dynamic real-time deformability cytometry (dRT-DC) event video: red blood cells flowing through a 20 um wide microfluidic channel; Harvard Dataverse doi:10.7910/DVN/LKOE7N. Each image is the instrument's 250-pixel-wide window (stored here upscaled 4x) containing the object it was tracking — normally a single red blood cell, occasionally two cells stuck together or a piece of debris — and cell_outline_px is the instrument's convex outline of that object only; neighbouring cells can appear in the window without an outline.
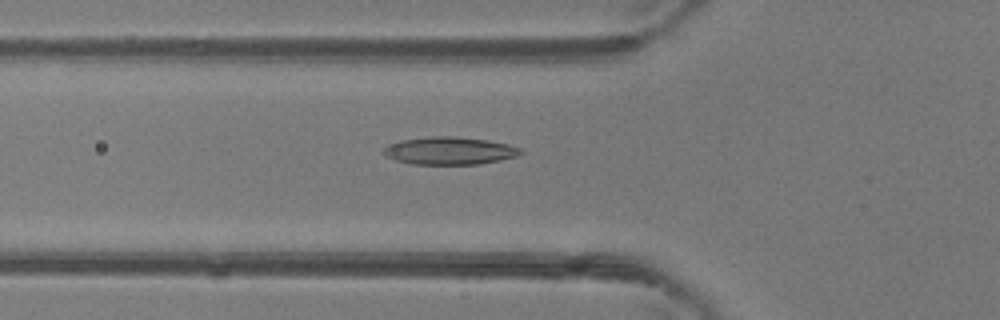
{"species": "common noctule bat (a hibernating species)", "species_latin": "Nyctalus noctula", "temperature_condition": "room temperature", "stored_images_in_passage": 47, "camera_frame_rate_fps": 3000, "um_per_image_px": 0.085, "animal": {"sex": "female"}, "frame": {"image": 1, "passage_image": 17, "time_ms": 5.333, "image_size_px": [1000, 320], "cell_outline_px": [[524, 152], [516, 156], [500, 160], [480, 164], [412, 164], [396, 160], [384, 156], [380, 152], [388, 144], [400, 140], [432, 136], [456, 136], [488, 140], [508, 144], [520, 148]], "centroid_in_image_um": [38.17, 12.81], "position_along_channel_um": 87.6, "area_um2": 22.25}}
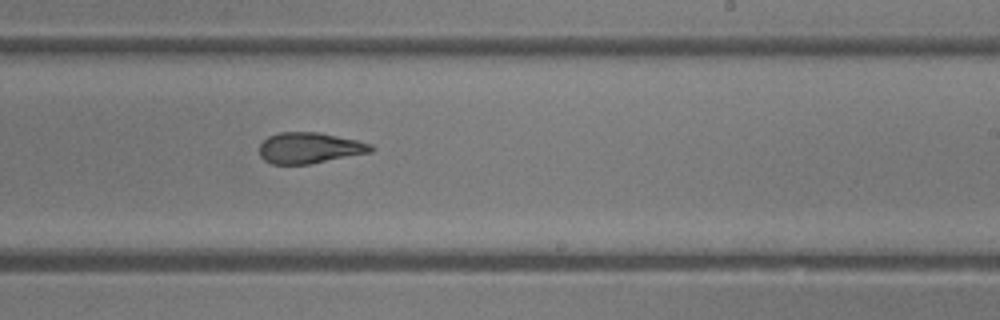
{"frame": {"image": 2, "passage_image": 29, "time_ms": 9.333, "image_size_px": [1000, 320], "cell_outline_px": [[372, 152], [308, 164], [272, 164], [264, 160], [260, 156], [260, 144], [268, 136], [280, 132], [316, 132], [356, 140], [372, 144]], "centroid_in_image_um": [26.28, 12.57], "position_along_channel_um": 262.7, "area_um2": 19.88}}
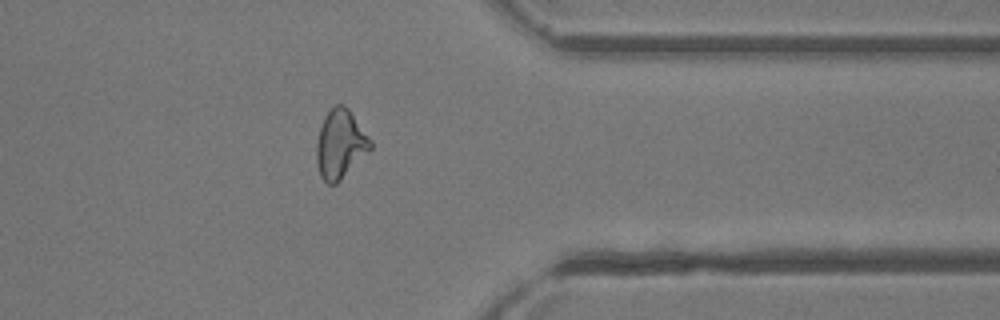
{"frame": {"image": 3, "passage_image": 38, "time_ms": 12.333, "image_size_px": [1000, 320], "cell_outline_px": [[372, 148], [336, 184], [328, 184], [320, 176], [316, 160], [316, 144], [320, 128], [324, 116], [332, 104], [344, 104], [348, 108], [372, 140]], "centroid_in_image_um": [28.92, 12.22], "position_along_channel_um": 382.5, "area_um2": 21.68}, "authors_computed_cell_mechanics": {"area_um2": 21.8484, "velocity_mm_per_s": 4.3645, "shape_relaxation_time_tau1_ms": 6.6156, "shape_relaxation_time_tau2_ms": 1.6444, "deformation_change_tau1": 0.1912, "deformation_change_tau2": 0.0999}}